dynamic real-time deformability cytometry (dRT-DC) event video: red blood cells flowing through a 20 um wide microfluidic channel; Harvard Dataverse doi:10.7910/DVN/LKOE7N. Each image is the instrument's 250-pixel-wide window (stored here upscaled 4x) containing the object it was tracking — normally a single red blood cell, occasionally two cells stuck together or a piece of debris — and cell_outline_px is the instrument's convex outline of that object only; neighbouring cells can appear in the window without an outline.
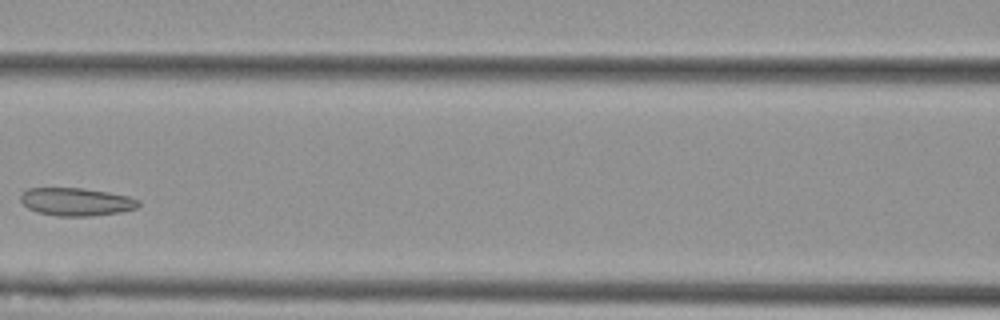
{"species": "Egyptian fruit bat (a non-hibernating species)", "species_latin": "Rousettus aegyptiacus", "temperature_condition": "cold", "stored_images_in_passage": 6, "camera_frame_rate_fps": 3000, "um_per_image_px": 0.085, "animal": {"sex": "female"}, "frame": {"image": 1, "passage_image": 4, "time_ms": 1.0, "image_size_px": [1000, 320], "cell_outline_px": [[140, 204], [136, 208], [120, 212], [88, 216], [56, 216], [36, 212], [28, 208], [20, 200], [20, 196], [28, 188], [80, 188], [108, 192], [128, 196], [140, 200]], "centroid_in_image_um": [6.48, 17.15], "position_along_channel_um": 160.1, "area_um2": 19.13}}
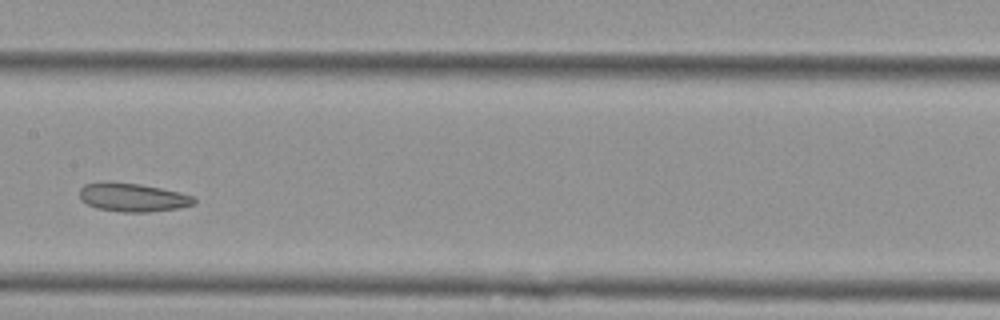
{"frame": {"image": 2, "passage_image": 5, "time_ms": 1.333, "image_size_px": [1000, 320], "cell_outline_px": [[196, 204], [176, 208], [148, 212], [120, 212], [96, 208], [80, 200], [80, 188], [84, 184], [104, 180], [108, 180], [140, 184], [180, 192], [192, 196], [196, 200]], "centroid_in_image_um": [11.23, 16.76], "position_along_channel_um": 196.2, "area_um2": 19.31}}
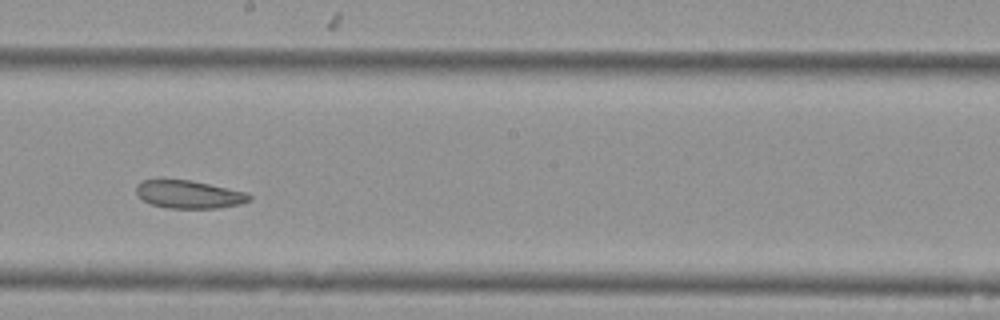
{"frame": {"image": 3, "passage_image": 6, "time_ms": 1.667, "image_size_px": [1000, 320], "cell_outline_px": [[252, 200], [240, 204], [216, 208], [168, 208], [152, 204], [144, 200], [136, 192], [136, 184], [140, 180], [160, 176], [192, 180], [248, 192], [252, 196]], "centroid_in_image_um": [16.02, 16.46], "position_along_channel_um": 232.2, "area_um2": 19.19}}